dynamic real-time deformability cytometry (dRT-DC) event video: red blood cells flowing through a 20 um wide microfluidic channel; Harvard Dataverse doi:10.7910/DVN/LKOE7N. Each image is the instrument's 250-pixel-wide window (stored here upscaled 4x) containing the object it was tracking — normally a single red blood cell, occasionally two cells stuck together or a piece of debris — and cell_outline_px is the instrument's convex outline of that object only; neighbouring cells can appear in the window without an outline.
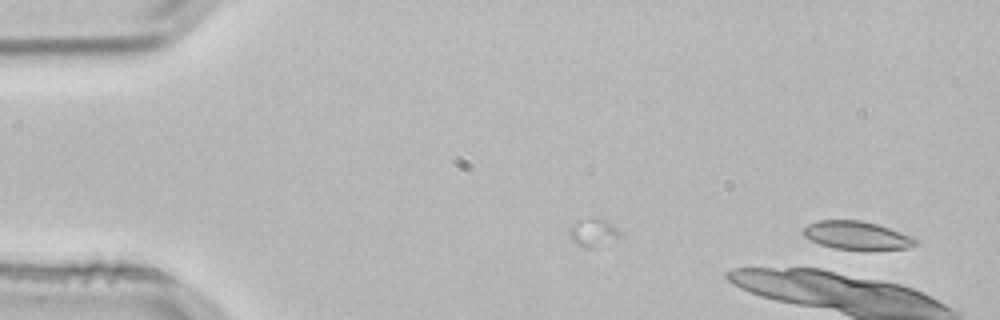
{"species": "common noctule bat (a hibernating species)", "species_latin": "Nyctalus noctula", "temperature_condition": "room temperature", "stored_images_in_passage": 15, "camera_frame_rate_fps": 3000, "um_per_image_px": 0.085, "animal": {"sex": "male", "body_mass_g": 21.5, "forearm_length_mm": 52.0}, "frame": {"image": 1, "passage_image": 1, "time_ms": 0.0, "image_size_px": [1000, 320], "cell_outline_px": [[920, 240], [916, 244], [908, 248], [836, 248], [820, 244], [804, 236], [800, 232], [808, 224], [816, 220], [860, 220], [876, 224], [900, 232]], "centroid_in_image_um": [72.77, 19.97], "position_along_channel_um": 12.2, "area_um2": 17.92}}